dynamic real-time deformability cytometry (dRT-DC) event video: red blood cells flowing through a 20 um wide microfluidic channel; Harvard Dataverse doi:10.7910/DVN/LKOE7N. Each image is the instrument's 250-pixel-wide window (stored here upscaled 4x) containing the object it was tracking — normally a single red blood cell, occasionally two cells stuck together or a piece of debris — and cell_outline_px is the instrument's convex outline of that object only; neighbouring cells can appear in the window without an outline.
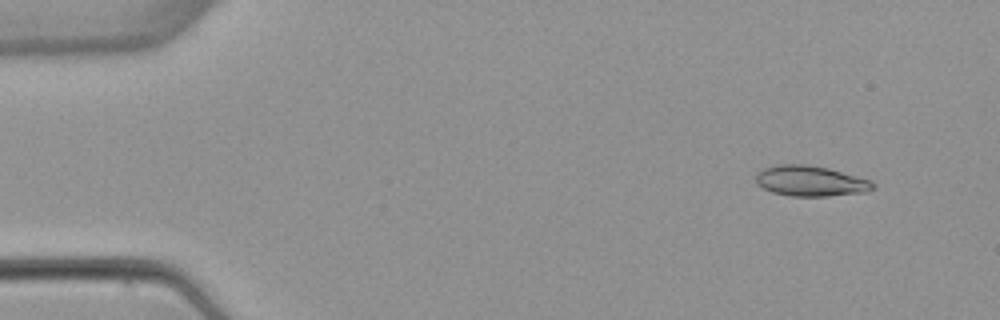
{"species": "common noctule bat (a hibernating species)", "species_latin": "Nyctalus noctula", "temperature_condition": "warm", "stored_images_in_passage": 5, "segment_of_instrument_passage": [1, 2], "camera_frame_rate_fps": 3000, "um_per_image_px": 0.085, "animal": {"sex": "female", "body_mass_g": 22.7, "forearm_length_mm": 54.2}, "frame": {"image": 1, "passage_image": 2, "time_ms": 1.333, "image_size_px": [1000, 320], "cell_outline_px": [[876, 188], [868, 192], [828, 196], [788, 196], [772, 192], [756, 184], [756, 172], [764, 168], [776, 164], [808, 164], [828, 168], [872, 180], [876, 184]], "centroid_in_image_um": [68.92, 15.38], "position_along_channel_um": 16.1, "area_um2": 21.15}}